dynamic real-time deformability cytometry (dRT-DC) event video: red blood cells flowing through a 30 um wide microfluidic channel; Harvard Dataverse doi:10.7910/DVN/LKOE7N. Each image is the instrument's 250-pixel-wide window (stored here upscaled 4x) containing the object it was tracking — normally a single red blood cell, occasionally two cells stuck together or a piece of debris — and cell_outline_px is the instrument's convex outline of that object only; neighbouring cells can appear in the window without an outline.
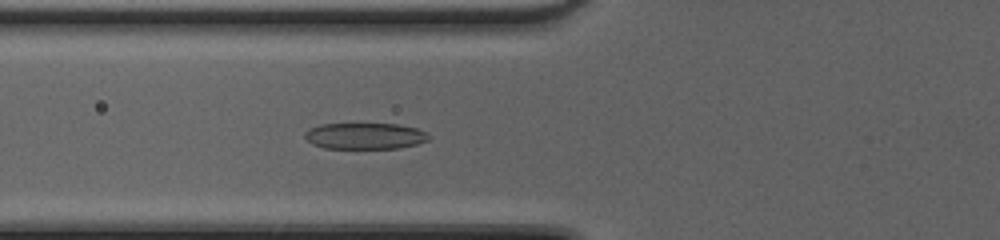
{"species": "common noctule bat (a hibernating species)", "species_latin": "Nyctalus noctula", "temperature_condition": "cold", "stored_images_in_passage": 50, "camera_frame_rate_fps": 3000, "um_per_image_px": 0.085, "animal": {"sex": "female", "body_mass_g": 20.0, "forearm_length_mm": 54.0}, "frame": {"image": 1, "passage_image": 21, "time_ms": 6.667, "image_size_px": [1000, 240], "cell_outline_px": [[432, 136], [428, 140], [416, 144], [400, 148], [324, 148], [312, 144], [304, 136], [304, 132], [308, 128], [320, 124], [400, 124], [416, 128], [428, 132]], "centroid_in_image_um": [31.04, 11.55], "position_along_channel_um": 94.8, "area_um2": 19.13}}
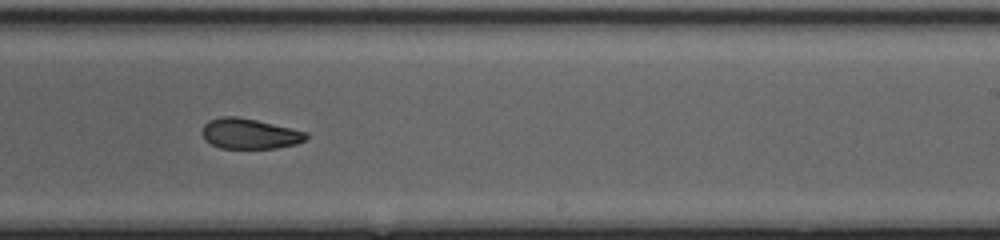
{"frame": {"image": 2, "passage_image": 33, "time_ms": 10.667, "image_size_px": [1000, 240], "cell_outline_px": [[308, 136], [304, 140], [296, 144], [276, 148], [220, 148], [204, 140], [200, 132], [204, 124], [208, 120], [220, 116], [236, 116], [256, 120], [292, 128], [308, 132]], "centroid_in_image_um": [21.18, 11.36], "position_along_channel_um": 267.8, "area_um2": 18.55}}
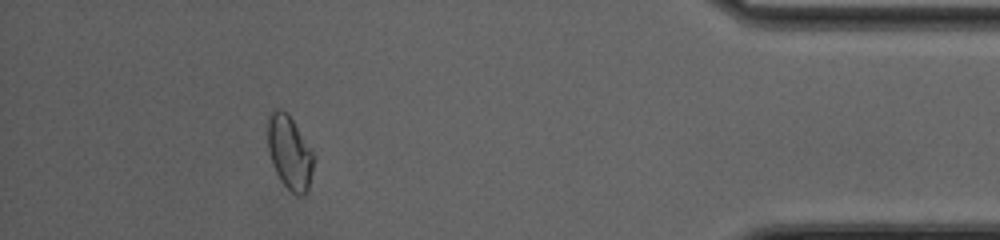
{"frame": {"image": 3, "passage_image": 46, "time_ms": 15.0, "image_size_px": [1000, 240], "cell_outline_px": [[316, 156], [308, 188], [304, 196], [300, 196], [292, 192], [280, 180], [272, 164], [268, 152], [268, 116], [276, 108], [280, 108], [288, 112], [312, 148]], "centroid_in_image_um": [24.64, 12.93], "position_along_channel_um": 410.6, "area_um2": 20.11}, "authors_computed_cell_mechanics": {"area_um2": 19.6809, "velocity_mm_per_s": 4.3203, "shape_relaxation_time_tau1_ms": null, "shape_relaxation_time_tau2_ms": 5.3104, "deformation_change_tau1": null, "deformation_change_tau2": 0.1026}}